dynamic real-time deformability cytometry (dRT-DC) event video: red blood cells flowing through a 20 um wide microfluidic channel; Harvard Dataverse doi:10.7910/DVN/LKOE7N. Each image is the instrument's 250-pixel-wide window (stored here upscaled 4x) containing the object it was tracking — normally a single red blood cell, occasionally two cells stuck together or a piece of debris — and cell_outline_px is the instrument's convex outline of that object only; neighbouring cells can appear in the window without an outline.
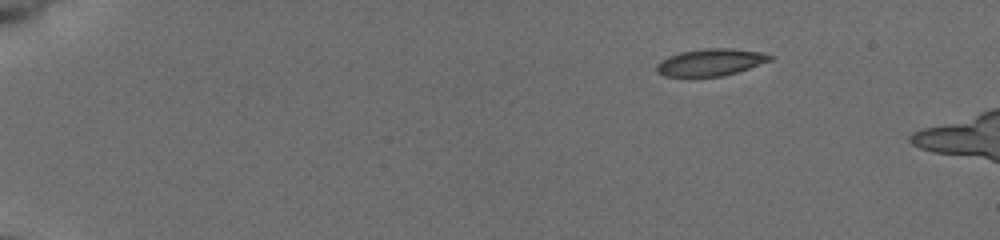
{"species": "common noctule bat (a hibernating species)", "species_latin": "Nyctalus noctula", "temperature_condition": "cold", "stored_images_in_passage": 47, "camera_frame_rate_fps": 3000, "um_per_image_px": 0.085, "animal": {"sex": "female", "body_mass_g": 19.5, "forearm_length_mm": 54.1}, "frame": {"image": 1, "passage_image": 1, "time_ms": 0.0, "image_size_px": [1000, 240], "cell_outline_px": [[772, 60], [724, 76], [664, 76], [656, 72], [656, 64], [660, 60], [668, 56], [680, 52], [704, 48], [732, 48], [760, 52], [772, 56]], "centroid_in_image_um": [60.35, 5.29], "position_along_channel_um": 24.6, "area_um2": 17.8}}
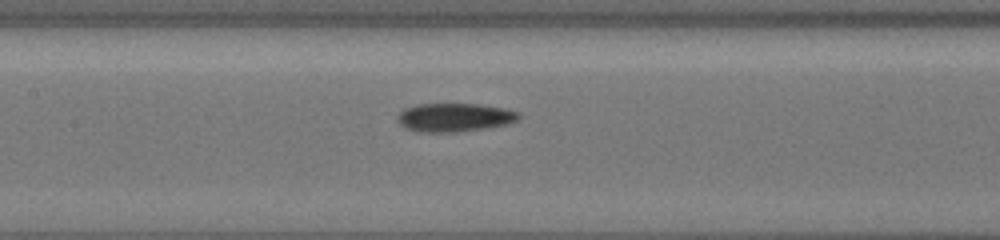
{"frame": {"image": 2, "passage_image": 21, "time_ms": 6.667, "image_size_px": [1000, 240], "cell_outline_px": [[520, 116], [516, 120], [508, 124], [488, 128], [456, 132], [424, 132], [408, 128], [400, 124], [396, 120], [400, 112], [404, 108], [416, 104], [476, 104], [504, 108], [520, 112]], "centroid_in_image_um": [38.65, 9.97], "position_along_channel_um": 168.8, "area_um2": 20.11}}
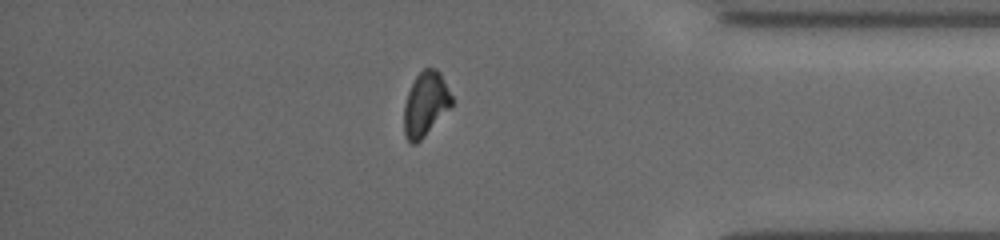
{"frame": {"image": 3, "passage_image": 40, "time_ms": 13.0, "image_size_px": [1000, 240], "cell_outline_px": [[452, 104], [424, 136], [416, 144], [412, 144], [408, 140], [404, 132], [404, 104], [408, 92], [416, 76], [424, 68], [436, 68], [440, 72], [452, 96]], "centroid_in_image_um": [36.15, 8.82], "position_along_channel_um": 399.0, "area_um2": 17.51}}